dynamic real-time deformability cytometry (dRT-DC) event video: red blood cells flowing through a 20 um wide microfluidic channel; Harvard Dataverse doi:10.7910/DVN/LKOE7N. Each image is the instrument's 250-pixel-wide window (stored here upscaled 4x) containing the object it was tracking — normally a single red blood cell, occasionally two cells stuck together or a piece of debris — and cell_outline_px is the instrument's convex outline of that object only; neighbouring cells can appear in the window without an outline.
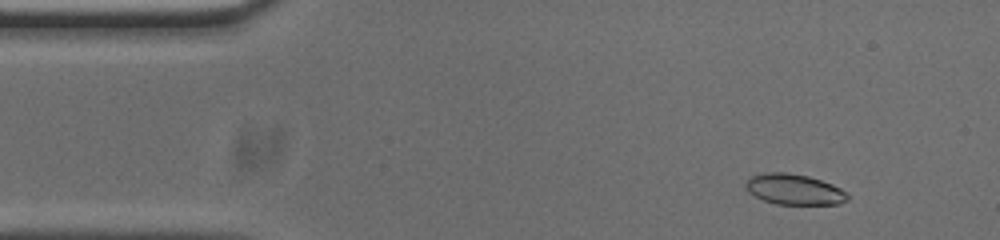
{"species": "common noctule bat (a hibernating species)", "species_latin": "Nyctalus noctula", "temperature_condition": "cold", "stored_images_in_passage": 53, "camera_frame_rate_fps": 3000, "um_per_image_px": 0.085, "animal": {"sex": "male", "body_mass_g": 20.0, "forearm_length_mm": 53.3}, "frame": {"image": 1, "passage_image": 5, "time_ms": 1.333, "image_size_px": [1000, 240], "cell_outline_px": [[848, 200], [840, 204], [776, 204], [764, 200], [748, 192], [744, 184], [752, 176], [764, 172], [788, 172], [808, 176], [832, 184], [848, 192]], "centroid_in_image_um": [67.52, 16.09], "position_along_channel_um": 17.5, "area_um2": 18.21}}
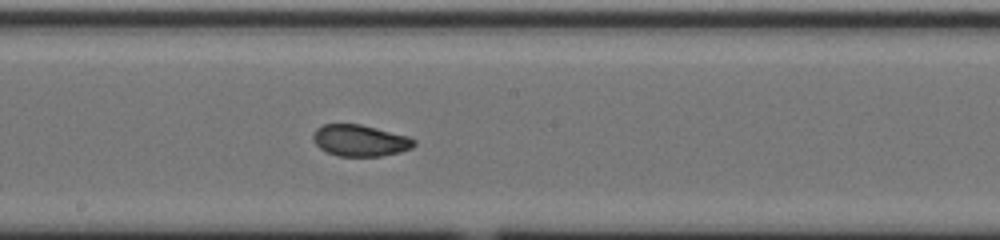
{"frame": {"image": 2, "passage_image": 27, "time_ms": 8.667, "image_size_px": [1000, 240], "cell_outline_px": [[416, 144], [412, 148], [400, 152], [380, 156], [336, 156], [320, 148], [316, 144], [312, 136], [316, 128], [324, 124], [360, 124], [408, 136], [416, 140]], "centroid_in_image_um": [30.61, 11.94], "position_along_channel_um": 217.6, "area_um2": 18.5}}
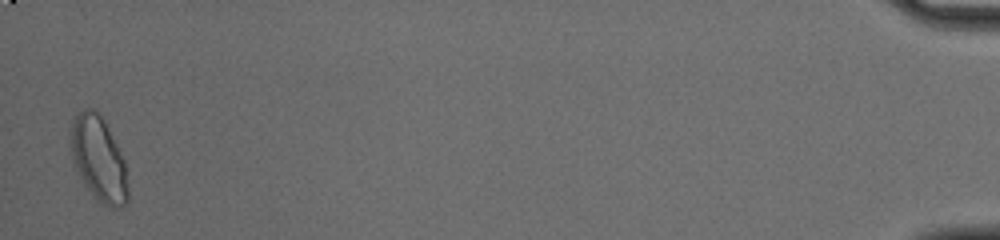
{"frame": {"image": 3, "passage_image": 52, "time_ms": 17.0, "image_size_px": [1000, 240], "cell_outline_px": [[128, 200], [120, 208], [108, 208], [100, 204], [84, 184], [72, 160], [68, 144], [68, 132], [72, 120], [84, 108], [96, 108], [104, 120], [124, 160], [128, 188]], "centroid_in_image_um": [8.34, 13.5], "position_along_channel_um": 426.9, "area_um2": 28.73}, "authors_computed_cell_mechanics": {"area_um2": 18.785, "velocity_mm_per_s": 3.7543, "shape_relaxation_time_tau1_ms": null, "shape_relaxation_time_tau2_ms": 1.4524, "deformation_change_tau1": null, "deformation_change_tau2": 0.0512}}